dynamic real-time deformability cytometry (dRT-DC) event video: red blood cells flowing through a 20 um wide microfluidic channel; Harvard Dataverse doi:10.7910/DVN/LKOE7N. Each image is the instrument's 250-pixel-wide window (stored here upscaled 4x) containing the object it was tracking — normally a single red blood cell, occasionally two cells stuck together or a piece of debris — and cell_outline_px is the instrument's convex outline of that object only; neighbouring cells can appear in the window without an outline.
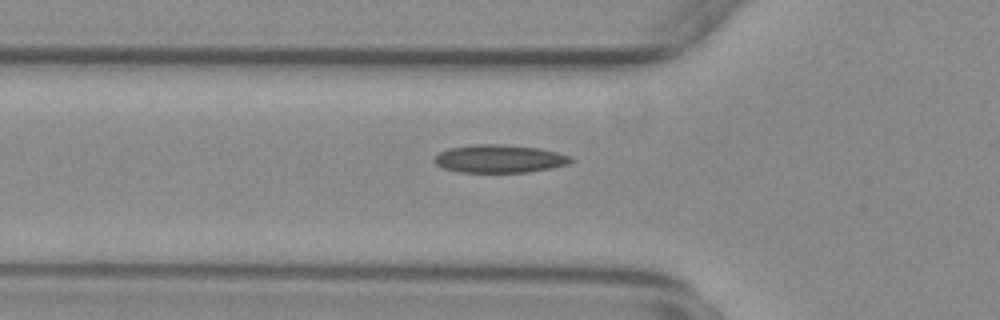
{"species": "common noctule bat (a hibernating species)", "species_latin": "Nyctalus noctula", "temperature_condition": "warm", "stored_images_in_passage": 26, "camera_frame_rate_fps": 3000, "um_per_image_px": 0.085, "animal": {"sex": "female", "body_mass_g": 29.2, "forearm_length_mm": 56.3}, "frame": {"image": 1, "passage_image": 4, "time_ms": 1.0, "image_size_px": [1000, 320], "cell_outline_px": [[576, 160], [568, 164], [552, 168], [528, 172], [460, 172], [444, 168], [436, 164], [432, 160], [440, 152], [448, 148], [476, 144], [504, 144], [540, 148], [572, 156]], "centroid_in_image_um": [42.49, 13.49], "position_along_channel_um": 83.3, "area_um2": 22.43}}
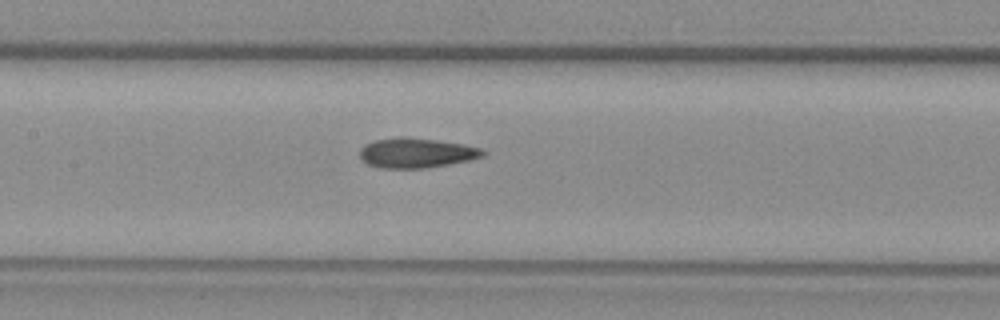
{"frame": {"image": 2, "passage_image": 11, "time_ms": 3.333, "image_size_px": [1000, 320], "cell_outline_px": [[484, 156], [468, 160], [448, 164], [424, 168], [380, 168], [368, 164], [360, 156], [360, 148], [376, 140], [400, 136], [404, 136], [436, 140], [464, 144], [480, 148], [484, 152]], "centroid_in_image_um": [35.38, 12.99], "position_along_channel_um": 172.0, "area_um2": 21.15}}
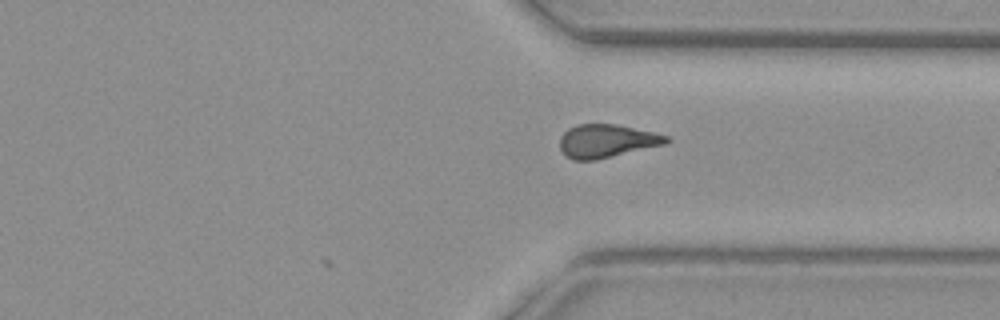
{"frame": {"image": 3, "passage_image": 26, "time_ms": 8.333, "image_size_px": [1000, 320], "cell_outline_px": [[672, 140], [664, 144], [596, 160], [572, 160], [560, 148], [560, 136], [568, 128], [576, 124], [616, 124], [656, 132], [668, 136]], "centroid_in_image_um": [51.58, 11.97], "position_along_channel_um": 359.8, "area_um2": 20.63}}